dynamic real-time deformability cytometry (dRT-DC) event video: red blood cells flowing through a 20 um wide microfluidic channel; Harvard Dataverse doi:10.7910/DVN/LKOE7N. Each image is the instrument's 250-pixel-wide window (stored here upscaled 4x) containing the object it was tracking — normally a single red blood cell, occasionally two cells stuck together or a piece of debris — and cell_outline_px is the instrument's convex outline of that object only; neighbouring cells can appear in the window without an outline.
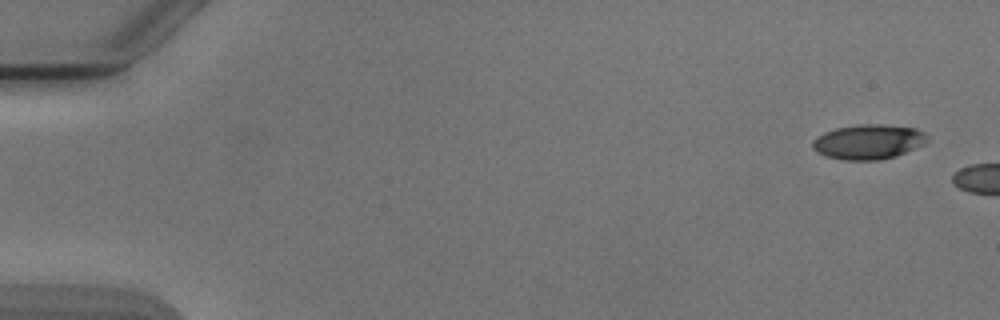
{"species": "Egyptian fruit bat (a non-hibernating species)", "species_latin": "Rousettus aegyptiacus", "temperature_condition": "cold", "stored_images_in_passage": 3, "camera_frame_rate_fps": 3000, "um_per_image_px": 0.085, "animal": {"sex": "male"}, "frame": {"image": 1, "passage_image": 1, "time_ms": 0.0, "image_size_px": [1000, 320], "cell_outline_px": [[928, 140], [924, 144], [896, 156], [880, 160], [844, 160], [828, 156], [812, 148], [812, 140], [816, 136], [824, 132], [836, 128], [860, 124], [880, 124], [916, 128], [924, 132], [928, 136]], "centroid_in_image_um": [73.83, 12.04], "position_along_channel_um": 11.2, "area_um2": 23.24}}